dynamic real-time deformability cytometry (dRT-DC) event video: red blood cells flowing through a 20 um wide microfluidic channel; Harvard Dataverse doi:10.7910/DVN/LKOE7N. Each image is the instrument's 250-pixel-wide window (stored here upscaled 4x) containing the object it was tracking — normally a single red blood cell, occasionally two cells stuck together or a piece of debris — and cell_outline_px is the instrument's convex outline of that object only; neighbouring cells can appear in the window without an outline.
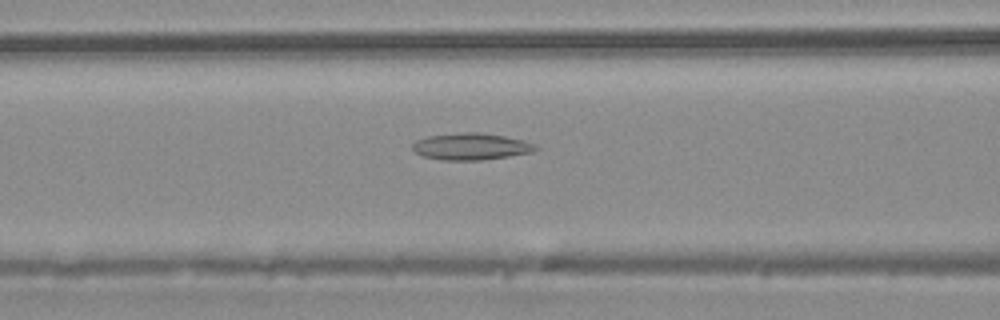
{"species": "common noctule bat (a hibernating species)", "species_latin": "Nyctalus noctula", "temperature_condition": "warm", "stored_images_in_passage": 43, "camera_frame_rate_fps": 3000, "um_per_image_px": 0.085, "animal": {"sex": "male", "body_mass_g": 20.4}, "frame": {"image": 1, "passage_image": 18, "time_ms": 5.667, "image_size_px": [1000, 320], "cell_outline_px": [[540, 148], [532, 152], [484, 160], [440, 160], [424, 156], [416, 152], [412, 148], [412, 144], [416, 140], [428, 136], [464, 132], [480, 132], [504, 136], [524, 140], [536, 144]], "centroid_in_image_um": [40.06, 12.45], "position_along_channel_um": 126.5, "area_um2": 19.25}}
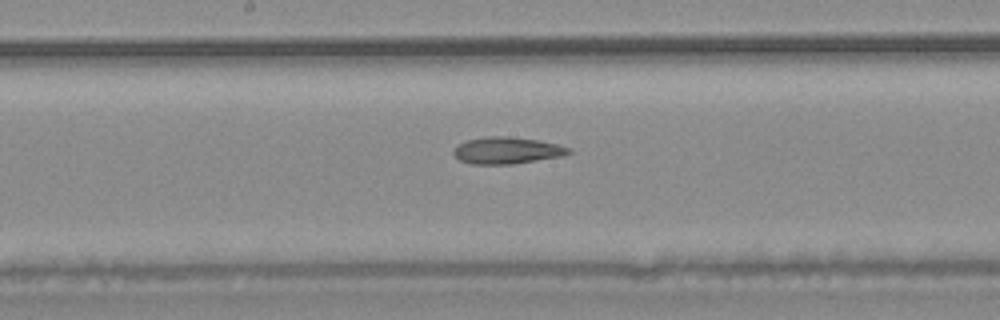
{"frame": {"image": 2, "passage_image": 23, "time_ms": 7.333, "image_size_px": [1000, 320], "cell_outline_px": [[572, 152], [560, 156], [516, 164], [472, 164], [460, 160], [452, 152], [456, 144], [464, 140], [484, 136], [504, 136], [540, 140], [572, 148]], "centroid_in_image_um": [43.05, 12.78], "position_along_channel_um": 205.1, "area_um2": 18.15}}
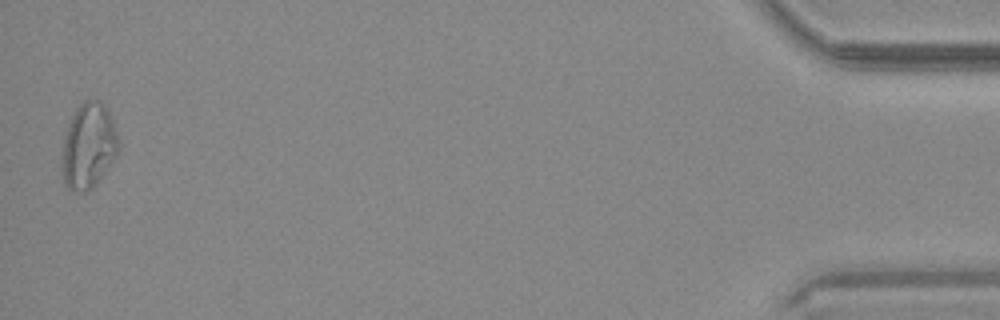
{"frame": {"image": 3, "passage_image": 43, "time_ms": 14.0, "image_size_px": [1000, 320], "cell_outline_px": [[120, 152], [96, 184], [92, 188], [84, 192], [72, 192], [64, 184], [60, 168], [60, 164], [64, 136], [68, 124], [76, 108], [84, 100], [100, 100], [104, 104], [112, 120], [120, 140]], "centroid_in_image_um": [7.51, 12.44], "position_along_channel_um": 427.7, "area_um2": 28.78}}